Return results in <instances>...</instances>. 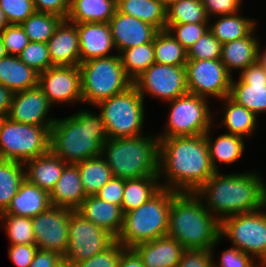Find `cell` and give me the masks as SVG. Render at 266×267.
I'll use <instances>...</instances> for the list:
<instances>
[{"label": "cell", "instance_id": "obj_45", "mask_svg": "<svg viewBox=\"0 0 266 267\" xmlns=\"http://www.w3.org/2000/svg\"><path fill=\"white\" fill-rule=\"evenodd\" d=\"M116 240L103 252L73 264V267H118L121 253L125 250Z\"/></svg>", "mask_w": 266, "mask_h": 267}, {"label": "cell", "instance_id": "obj_33", "mask_svg": "<svg viewBox=\"0 0 266 267\" xmlns=\"http://www.w3.org/2000/svg\"><path fill=\"white\" fill-rule=\"evenodd\" d=\"M221 101H223V104L225 103L224 118L221 123L227 128V133L244 139L245 137H251L257 128V115L236 103L229 96L221 99Z\"/></svg>", "mask_w": 266, "mask_h": 267}, {"label": "cell", "instance_id": "obj_27", "mask_svg": "<svg viewBox=\"0 0 266 267\" xmlns=\"http://www.w3.org/2000/svg\"><path fill=\"white\" fill-rule=\"evenodd\" d=\"M254 32L255 29L246 37L222 44L220 60L232 76L233 70L242 71L257 62L260 41Z\"/></svg>", "mask_w": 266, "mask_h": 267}, {"label": "cell", "instance_id": "obj_2", "mask_svg": "<svg viewBox=\"0 0 266 267\" xmlns=\"http://www.w3.org/2000/svg\"><path fill=\"white\" fill-rule=\"evenodd\" d=\"M195 194L220 222L236 214L266 210V183L256 171L228 175L217 171Z\"/></svg>", "mask_w": 266, "mask_h": 267}, {"label": "cell", "instance_id": "obj_32", "mask_svg": "<svg viewBox=\"0 0 266 267\" xmlns=\"http://www.w3.org/2000/svg\"><path fill=\"white\" fill-rule=\"evenodd\" d=\"M160 179L159 176L124 179L123 213L140 207L152 198L162 188Z\"/></svg>", "mask_w": 266, "mask_h": 267}, {"label": "cell", "instance_id": "obj_3", "mask_svg": "<svg viewBox=\"0 0 266 267\" xmlns=\"http://www.w3.org/2000/svg\"><path fill=\"white\" fill-rule=\"evenodd\" d=\"M86 110L58 118L50 129V150L67 164L102 155L108 140L101 113Z\"/></svg>", "mask_w": 266, "mask_h": 267}, {"label": "cell", "instance_id": "obj_38", "mask_svg": "<svg viewBox=\"0 0 266 267\" xmlns=\"http://www.w3.org/2000/svg\"><path fill=\"white\" fill-rule=\"evenodd\" d=\"M119 55L126 75L134 82L145 70L155 63L154 41L128 48Z\"/></svg>", "mask_w": 266, "mask_h": 267}, {"label": "cell", "instance_id": "obj_60", "mask_svg": "<svg viewBox=\"0 0 266 267\" xmlns=\"http://www.w3.org/2000/svg\"><path fill=\"white\" fill-rule=\"evenodd\" d=\"M166 8L169 7L172 3L177 2L178 0H159Z\"/></svg>", "mask_w": 266, "mask_h": 267}, {"label": "cell", "instance_id": "obj_37", "mask_svg": "<svg viewBox=\"0 0 266 267\" xmlns=\"http://www.w3.org/2000/svg\"><path fill=\"white\" fill-rule=\"evenodd\" d=\"M155 63L185 66L187 50L167 31H159L154 38Z\"/></svg>", "mask_w": 266, "mask_h": 267}, {"label": "cell", "instance_id": "obj_26", "mask_svg": "<svg viewBox=\"0 0 266 267\" xmlns=\"http://www.w3.org/2000/svg\"><path fill=\"white\" fill-rule=\"evenodd\" d=\"M50 206L49 193L37 185L30 183L25 178L18 192L12 198L10 205L0 214L33 218L41 212L46 211Z\"/></svg>", "mask_w": 266, "mask_h": 267}, {"label": "cell", "instance_id": "obj_24", "mask_svg": "<svg viewBox=\"0 0 266 267\" xmlns=\"http://www.w3.org/2000/svg\"><path fill=\"white\" fill-rule=\"evenodd\" d=\"M51 206L76 210L87 197L76 164H67L49 193Z\"/></svg>", "mask_w": 266, "mask_h": 267}, {"label": "cell", "instance_id": "obj_30", "mask_svg": "<svg viewBox=\"0 0 266 267\" xmlns=\"http://www.w3.org/2000/svg\"><path fill=\"white\" fill-rule=\"evenodd\" d=\"M211 128L204 134L208 146L209 157L215 171H219L217 162L224 164H232L238 161L245 149L244 138L224 133L212 141Z\"/></svg>", "mask_w": 266, "mask_h": 267}, {"label": "cell", "instance_id": "obj_58", "mask_svg": "<svg viewBox=\"0 0 266 267\" xmlns=\"http://www.w3.org/2000/svg\"><path fill=\"white\" fill-rule=\"evenodd\" d=\"M9 25L4 10L0 7V33Z\"/></svg>", "mask_w": 266, "mask_h": 267}, {"label": "cell", "instance_id": "obj_50", "mask_svg": "<svg viewBox=\"0 0 266 267\" xmlns=\"http://www.w3.org/2000/svg\"><path fill=\"white\" fill-rule=\"evenodd\" d=\"M206 13L211 16L231 15L240 12L242 0H202Z\"/></svg>", "mask_w": 266, "mask_h": 267}, {"label": "cell", "instance_id": "obj_25", "mask_svg": "<svg viewBox=\"0 0 266 267\" xmlns=\"http://www.w3.org/2000/svg\"><path fill=\"white\" fill-rule=\"evenodd\" d=\"M67 165L51 150L24 163L25 178L50 193Z\"/></svg>", "mask_w": 266, "mask_h": 267}, {"label": "cell", "instance_id": "obj_15", "mask_svg": "<svg viewBox=\"0 0 266 267\" xmlns=\"http://www.w3.org/2000/svg\"><path fill=\"white\" fill-rule=\"evenodd\" d=\"M72 209L50 206L31 218L38 249L65 255L68 248V226Z\"/></svg>", "mask_w": 266, "mask_h": 267}, {"label": "cell", "instance_id": "obj_34", "mask_svg": "<svg viewBox=\"0 0 266 267\" xmlns=\"http://www.w3.org/2000/svg\"><path fill=\"white\" fill-rule=\"evenodd\" d=\"M240 15L218 16L219 19L209 25V30L222 44L246 37L256 29V21Z\"/></svg>", "mask_w": 266, "mask_h": 267}, {"label": "cell", "instance_id": "obj_40", "mask_svg": "<svg viewBox=\"0 0 266 267\" xmlns=\"http://www.w3.org/2000/svg\"><path fill=\"white\" fill-rule=\"evenodd\" d=\"M62 20L55 14L35 12L20 25L29 41L47 43Z\"/></svg>", "mask_w": 266, "mask_h": 267}, {"label": "cell", "instance_id": "obj_42", "mask_svg": "<svg viewBox=\"0 0 266 267\" xmlns=\"http://www.w3.org/2000/svg\"><path fill=\"white\" fill-rule=\"evenodd\" d=\"M222 43L208 30L187 51L188 60L221 59Z\"/></svg>", "mask_w": 266, "mask_h": 267}, {"label": "cell", "instance_id": "obj_35", "mask_svg": "<svg viewBox=\"0 0 266 267\" xmlns=\"http://www.w3.org/2000/svg\"><path fill=\"white\" fill-rule=\"evenodd\" d=\"M86 195H95L112 177V171L102 155L76 164Z\"/></svg>", "mask_w": 266, "mask_h": 267}, {"label": "cell", "instance_id": "obj_44", "mask_svg": "<svg viewBox=\"0 0 266 267\" xmlns=\"http://www.w3.org/2000/svg\"><path fill=\"white\" fill-rule=\"evenodd\" d=\"M166 30L188 51L209 30V23L166 24Z\"/></svg>", "mask_w": 266, "mask_h": 267}, {"label": "cell", "instance_id": "obj_43", "mask_svg": "<svg viewBox=\"0 0 266 267\" xmlns=\"http://www.w3.org/2000/svg\"><path fill=\"white\" fill-rule=\"evenodd\" d=\"M18 57L38 73L44 72L54 66L50 60L47 43L29 41L28 45Z\"/></svg>", "mask_w": 266, "mask_h": 267}, {"label": "cell", "instance_id": "obj_19", "mask_svg": "<svg viewBox=\"0 0 266 267\" xmlns=\"http://www.w3.org/2000/svg\"><path fill=\"white\" fill-rule=\"evenodd\" d=\"M111 35L120 54L123 50L154 41L159 30L149 23L119 12L110 19Z\"/></svg>", "mask_w": 266, "mask_h": 267}, {"label": "cell", "instance_id": "obj_18", "mask_svg": "<svg viewBox=\"0 0 266 267\" xmlns=\"http://www.w3.org/2000/svg\"><path fill=\"white\" fill-rule=\"evenodd\" d=\"M51 106L43 90L36 86L13 93L7 117L23 124L53 126L57 118L47 117Z\"/></svg>", "mask_w": 266, "mask_h": 267}, {"label": "cell", "instance_id": "obj_12", "mask_svg": "<svg viewBox=\"0 0 266 267\" xmlns=\"http://www.w3.org/2000/svg\"><path fill=\"white\" fill-rule=\"evenodd\" d=\"M115 238L103 228L85 219L76 210L70 214L68 226V248L64 263L73 265L103 252Z\"/></svg>", "mask_w": 266, "mask_h": 267}, {"label": "cell", "instance_id": "obj_59", "mask_svg": "<svg viewBox=\"0 0 266 267\" xmlns=\"http://www.w3.org/2000/svg\"><path fill=\"white\" fill-rule=\"evenodd\" d=\"M8 54L6 52V49H5V46H4V43H3V39H2V36H1V33H0V60L4 57H6Z\"/></svg>", "mask_w": 266, "mask_h": 267}, {"label": "cell", "instance_id": "obj_5", "mask_svg": "<svg viewBox=\"0 0 266 267\" xmlns=\"http://www.w3.org/2000/svg\"><path fill=\"white\" fill-rule=\"evenodd\" d=\"M102 156L114 177L131 179L158 176L159 138L144 134L108 138L102 145Z\"/></svg>", "mask_w": 266, "mask_h": 267}, {"label": "cell", "instance_id": "obj_47", "mask_svg": "<svg viewBox=\"0 0 266 267\" xmlns=\"http://www.w3.org/2000/svg\"><path fill=\"white\" fill-rule=\"evenodd\" d=\"M1 36L8 55L18 56L29 43L28 36L19 24H9Z\"/></svg>", "mask_w": 266, "mask_h": 267}, {"label": "cell", "instance_id": "obj_11", "mask_svg": "<svg viewBox=\"0 0 266 267\" xmlns=\"http://www.w3.org/2000/svg\"><path fill=\"white\" fill-rule=\"evenodd\" d=\"M207 100L196 94L186 93L170 103L166 131L158 138L196 136L212 128V114Z\"/></svg>", "mask_w": 266, "mask_h": 267}, {"label": "cell", "instance_id": "obj_22", "mask_svg": "<svg viewBox=\"0 0 266 267\" xmlns=\"http://www.w3.org/2000/svg\"><path fill=\"white\" fill-rule=\"evenodd\" d=\"M132 249L145 267H177L185 250L178 240L168 235L139 243Z\"/></svg>", "mask_w": 266, "mask_h": 267}, {"label": "cell", "instance_id": "obj_51", "mask_svg": "<svg viewBox=\"0 0 266 267\" xmlns=\"http://www.w3.org/2000/svg\"><path fill=\"white\" fill-rule=\"evenodd\" d=\"M124 192V179L112 177L95 196L109 203L121 206Z\"/></svg>", "mask_w": 266, "mask_h": 267}, {"label": "cell", "instance_id": "obj_8", "mask_svg": "<svg viewBox=\"0 0 266 267\" xmlns=\"http://www.w3.org/2000/svg\"><path fill=\"white\" fill-rule=\"evenodd\" d=\"M95 107L100 109L108 138L143 134L144 99L134 84L125 91L99 102Z\"/></svg>", "mask_w": 266, "mask_h": 267}, {"label": "cell", "instance_id": "obj_7", "mask_svg": "<svg viewBox=\"0 0 266 267\" xmlns=\"http://www.w3.org/2000/svg\"><path fill=\"white\" fill-rule=\"evenodd\" d=\"M83 104L99 102L125 91L133 82L124 71L120 55L101 57L80 63Z\"/></svg>", "mask_w": 266, "mask_h": 267}, {"label": "cell", "instance_id": "obj_13", "mask_svg": "<svg viewBox=\"0 0 266 267\" xmlns=\"http://www.w3.org/2000/svg\"><path fill=\"white\" fill-rule=\"evenodd\" d=\"M185 68L188 93L219 100L229 96L233 77L220 59L188 60Z\"/></svg>", "mask_w": 266, "mask_h": 267}, {"label": "cell", "instance_id": "obj_55", "mask_svg": "<svg viewBox=\"0 0 266 267\" xmlns=\"http://www.w3.org/2000/svg\"><path fill=\"white\" fill-rule=\"evenodd\" d=\"M118 267H145L141 258L132 248H126L120 256Z\"/></svg>", "mask_w": 266, "mask_h": 267}, {"label": "cell", "instance_id": "obj_39", "mask_svg": "<svg viewBox=\"0 0 266 267\" xmlns=\"http://www.w3.org/2000/svg\"><path fill=\"white\" fill-rule=\"evenodd\" d=\"M202 0H178L166 8V24L211 23Z\"/></svg>", "mask_w": 266, "mask_h": 267}, {"label": "cell", "instance_id": "obj_17", "mask_svg": "<svg viewBox=\"0 0 266 267\" xmlns=\"http://www.w3.org/2000/svg\"><path fill=\"white\" fill-rule=\"evenodd\" d=\"M229 97L255 115L266 112V71L258 62L240 71L238 81L231 80Z\"/></svg>", "mask_w": 266, "mask_h": 267}, {"label": "cell", "instance_id": "obj_56", "mask_svg": "<svg viewBox=\"0 0 266 267\" xmlns=\"http://www.w3.org/2000/svg\"><path fill=\"white\" fill-rule=\"evenodd\" d=\"M13 93L0 84V118L7 117Z\"/></svg>", "mask_w": 266, "mask_h": 267}, {"label": "cell", "instance_id": "obj_48", "mask_svg": "<svg viewBox=\"0 0 266 267\" xmlns=\"http://www.w3.org/2000/svg\"><path fill=\"white\" fill-rule=\"evenodd\" d=\"M218 262L213 261V267H261L262 265L256 261L251 255L241 250L231 247L224 250Z\"/></svg>", "mask_w": 266, "mask_h": 267}, {"label": "cell", "instance_id": "obj_10", "mask_svg": "<svg viewBox=\"0 0 266 267\" xmlns=\"http://www.w3.org/2000/svg\"><path fill=\"white\" fill-rule=\"evenodd\" d=\"M261 210L223 219L220 222V238L226 236L233 247L258 259L266 267V211Z\"/></svg>", "mask_w": 266, "mask_h": 267}, {"label": "cell", "instance_id": "obj_28", "mask_svg": "<svg viewBox=\"0 0 266 267\" xmlns=\"http://www.w3.org/2000/svg\"><path fill=\"white\" fill-rule=\"evenodd\" d=\"M39 73L18 56L7 55L0 60V84L12 93L38 86Z\"/></svg>", "mask_w": 266, "mask_h": 267}, {"label": "cell", "instance_id": "obj_57", "mask_svg": "<svg viewBox=\"0 0 266 267\" xmlns=\"http://www.w3.org/2000/svg\"><path fill=\"white\" fill-rule=\"evenodd\" d=\"M260 46H261V44H259V47H258L257 62L266 71V48H265V50L261 51L262 48Z\"/></svg>", "mask_w": 266, "mask_h": 267}, {"label": "cell", "instance_id": "obj_21", "mask_svg": "<svg viewBox=\"0 0 266 267\" xmlns=\"http://www.w3.org/2000/svg\"><path fill=\"white\" fill-rule=\"evenodd\" d=\"M51 63L54 66H79V36L75 23L63 19L47 42Z\"/></svg>", "mask_w": 266, "mask_h": 267}, {"label": "cell", "instance_id": "obj_53", "mask_svg": "<svg viewBox=\"0 0 266 267\" xmlns=\"http://www.w3.org/2000/svg\"><path fill=\"white\" fill-rule=\"evenodd\" d=\"M36 12L51 13L66 19L70 0H33Z\"/></svg>", "mask_w": 266, "mask_h": 267}, {"label": "cell", "instance_id": "obj_23", "mask_svg": "<svg viewBox=\"0 0 266 267\" xmlns=\"http://www.w3.org/2000/svg\"><path fill=\"white\" fill-rule=\"evenodd\" d=\"M76 211L88 221L106 230L115 239L122 229L124 213L121 206L95 195H88Z\"/></svg>", "mask_w": 266, "mask_h": 267}, {"label": "cell", "instance_id": "obj_46", "mask_svg": "<svg viewBox=\"0 0 266 267\" xmlns=\"http://www.w3.org/2000/svg\"><path fill=\"white\" fill-rule=\"evenodd\" d=\"M9 24H21L36 12L33 0H0Z\"/></svg>", "mask_w": 266, "mask_h": 267}, {"label": "cell", "instance_id": "obj_49", "mask_svg": "<svg viewBox=\"0 0 266 267\" xmlns=\"http://www.w3.org/2000/svg\"><path fill=\"white\" fill-rule=\"evenodd\" d=\"M212 249H185L177 267H213Z\"/></svg>", "mask_w": 266, "mask_h": 267}, {"label": "cell", "instance_id": "obj_16", "mask_svg": "<svg viewBox=\"0 0 266 267\" xmlns=\"http://www.w3.org/2000/svg\"><path fill=\"white\" fill-rule=\"evenodd\" d=\"M38 86L52 105L83 103L79 66H52L39 73Z\"/></svg>", "mask_w": 266, "mask_h": 267}, {"label": "cell", "instance_id": "obj_29", "mask_svg": "<svg viewBox=\"0 0 266 267\" xmlns=\"http://www.w3.org/2000/svg\"><path fill=\"white\" fill-rule=\"evenodd\" d=\"M116 9V0H70L66 20L72 23H109Z\"/></svg>", "mask_w": 266, "mask_h": 267}, {"label": "cell", "instance_id": "obj_31", "mask_svg": "<svg viewBox=\"0 0 266 267\" xmlns=\"http://www.w3.org/2000/svg\"><path fill=\"white\" fill-rule=\"evenodd\" d=\"M119 12L166 30V7L159 0H116Z\"/></svg>", "mask_w": 266, "mask_h": 267}, {"label": "cell", "instance_id": "obj_61", "mask_svg": "<svg viewBox=\"0 0 266 267\" xmlns=\"http://www.w3.org/2000/svg\"><path fill=\"white\" fill-rule=\"evenodd\" d=\"M61 267H73V266L63 263Z\"/></svg>", "mask_w": 266, "mask_h": 267}, {"label": "cell", "instance_id": "obj_4", "mask_svg": "<svg viewBox=\"0 0 266 267\" xmlns=\"http://www.w3.org/2000/svg\"><path fill=\"white\" fill-rule=\"evenodd\" d=\"M167 235L184 249H214L220 238V221L195 193H176L169 210Z\"/></svg>", "mask_w": 266, "mask_h": 267}, {"label": "cell", "instance_id": "obj_9", "mask_svg": "<svg viewBox=\"0 0 266 267\" xmlns=\"http://www.w3.org/2000/svg\"><path fill=\"white\" fill-rule=\"evenodd\" d=\"M51 127L0 118V159L25 163L47 153L50 150Z\"/></svg>", "mask_w": 266, "mask_h": 267}, {"label": "cell", "instance_id": "obj_54", "mask_svg": "<svg viewBox=\"0 0 266 267\" xmlns=\"http://www.w3.org/2000/svg\"><path fill=\"white\" fill-rule=\"evenodd\" d=\"M63 256L55 251L37 249L29 267H61Z\"/></svg>", "mask_w": 266, "mask_h": 267}, {"label": "cell", "instance_id": "obj_6", "mask_svg": "<svg viewBox=\"0 0 266 267\" xmlns=\"http://www.w3.org/2000/svg\"><path fill=\"white\" fill-rule=\"evenodd\" d=\"M176 191L161 188L140 207L124 213L123 226L116 237L124 248L167 235L169 210Z\"/></svg>", "mask_w": 266, "mask_h": 267}, {"label": "cell", "instance_id": "obj_52", "mask_svg": "<svg viewBox=\"0 0 266 267\" xmlns=\"http://www.w3.org/2000/svg\"><path fill=\"white\" fill-rule=\"evenodd\" d=\"M37 249H38V247L36 244H33V245H26V244L10 245V247L8 249V254H9L11 261L17 267H29Z\"/></svg>", "mask_w": 266, "mask_h": 267}, {"label": "cell", "instance_id": "obj_1", "mask_svg": "<svg viewBox=\"0 0 266 267\" xmlns=\"http://www.w3.org/2000/svg\"><path fill=\"white\" fill-rule=\"evenodd\" d=\"M205 135L159 138L158 176L161 187L195 193L215 173Z\"/></svg>", "mask_w": 266, "mask_h": 267}, {"label": "cell", "instance_id": "obj_41", "mask_svg": "<svg viewBox=\"0 0 266 267\" xmlns=\"http://www.w3.org/2000/svg\"><path fill=\"white\" fill-rule=\"evenodd\" d=\"M0 221L4 224L3 228H5L4 231H6L11 245L36 244L31 218L14 216L11 214H0Z\"/></svg>", "mask_w": 266, "mask_h": 267}, {"label": "cell", "instance_id": "obj_36", "mask_svg": "<svg viewBox=\"0 0 266 267\" xmlns=\"http://www.w3.org/2000/svg\"><path fill=\"white\" fill-rule=\"evenodd\" d=\"M23 167L24 163L0 159V213L7 209L25 180Z\"/></svg>", "mask_w": 266, "mask_h": 267}, {"label": "cell", "instance_id": "obj_20", "mask_svg": "<svg viewBox=\"0 0 266 267\" xmlns=\"http://www.w3.org/2000/svg\"><path fill=\"white\" fill-rule=\"evenodd\" d=\"M79 36L80 61L85 62L101 57H109L116 47L109 23H75Z\"/></svg>", "mask_w": 266, "mask_h": 267}, {"label": "cell", "instance_id": "obj_14", "mask_svg": "<svg viewBox=\"0 0 266 267\" xmlns=\"http://www.w3.org/2000/svg\"><path fill=\"white\" fill-rule=\"evenodd\" d=\"M133 84L143 99L146 93L168 102L188 93L185 66L154 63Z\"/></svg>", "mask_w": 266, "mask_h": 267}]
</instances>
